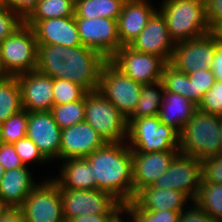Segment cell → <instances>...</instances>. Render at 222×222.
<instances>
[{
  "label": "cell",
  "instance_id": "cell-1",
  "mask_svg": "<svg viewBox=\"0 0 222 222\" xmlns=\"http://www.w3.org/2000/svg\"><path fill=\"white\" fill-rule=\"evenodd\" d=\"M100 52L85 46L38 45L36 69L50 77L72 81L87 92L97 91L107 61Z\"/></svg>",
  "mask_w": 222,
  "mask_h": 222
},
{
  "label": "cell",
  "instance_id": "cell-2",
  "mask_svg": "<svg viewBox=\"0 0 222 222\" xmlns=\"http://www.w3.org/2000/svg\"><path fill=\"white\" fill-rule=\"evenodd\" d=\"M85 159L93 167L97 190L109 193L123 205L133 200L132 156L127 143L107 142Z\"/></svg>",
  "mask_w": 222,
  "mask_h": 222
},
{
  "label": "cell",
  "instance_id": "cell-3",
  "mask_svg": "<svg viewBox=\"0 0 222 222\" xmlns=\"http://www.w3.org/2000/svg\"><path fill=\"white\" fill-rule=\"evenodd\" d=\"M158 9L163 15L173 42L199 38L211 32L204 0H163Z\"/></svg>",
  "mask_w": 222,
  "mask_h": 222
},
{
  "label": "cell",
  "instance_id": "cell-4",
  "mask_svg": "<svg viewBox=\"0 0 222 222\" xmlns=\"http://www.w3.org/2000/svg\"><path fill=\"white\" fill-rule=\"evenodd\" d=\"M220 140V115L196 110L179 133V151L202 160L220 154Z\"/></svg>",
  "mask_w": 222,
  "mask_h": 222
},
{
  "label": "cell",
  "instance_id": "cell-5",
  "mask_svg": "<svg viewBox=\"0 0 222 222\" xmlns=\"http://www.w3.org/2000/svg\"><path fill=\"white\" fill-rule=\"evenodd\" d=\"M126 141L131 151L144 153L179 151V133L163 124L158 116L127 119Z\"/></svg>",
  "mask_w": 222,
  "mask_h": 222
},
{
  "label": "cell",
  "instance_id": "cell-6",
  "mask_svg": "<svg viewBox=\"0 0 222 222\" xmlns=\"http://www.w3.org/2000/svg\"><path fill=\"white\" fill-rule=\"evenodd\" d=\"M85 121L106 142H123L128 136L127 119L99 91L85 94Z\"/></svg>",
  "mask_w": 222,
  "mask_h": 222
},
{
  "label": "cell",
  "instance_id": "cell-7",
  "mask_svg": "<svg viewBox=\"0 0 222 222\" xmlns=\"http://www.w3.org/2000/svg\"><path fill=\"white\" fill-rule=\"evenodd\" d=\"M37 41L32 28L23 23L0 43V64L9 77L34 71L37 64Z\"/></svg>",
  "mask_w": 222,
  "mask_h": 222
},
{
  "label": "cell",
  "instance_id": "cell-8",
  "mask_svg": "<svg viewBox=\"0 0 222 222\" xmlns=\"http://www.w3.org/2000/svg\"><path fill=\"white\" fill-rule=\"evenodd\" d=\"M59 189L63 217L67 222L82 215H119L124 212V205L107 192Z\"/></svg>",
  "mask_w": 222,
  "mask_h": 222
},
{
  "label": "cell",
  "instance_id": "cell-9",
  "mask_svg": "<svg viewBox=\"0 0 222 222\" xmlns=\"http://www.w3.org/2000/svg\"><path fill=\"white\" fill-rule=\"evenodd\" d=\"M142 84L129 78L110 60H107L101 70L98 90L127 119L136 108Z\"/></svg>",
  "mask_w": 222,
  "mask_h": 222
},
{
  "label": "cell",
  "instance_id": "cell-10",
  "mask_svg": "<svg viewBox=\"0 0 222 222\" xmlns=\"http://www.w3.org/2000/svg\"><path fill=\"white\" fill-rule=\"evenodd\" d=\"M25 222H64L60 189L52 179L37 184L19 208Z\"/></svg>",
  "mask_w": 222,
  "mask_h": 222
},
{
  "label": "cell",
  "instance_id": "cell-11",
  "mask_svg": "<svg viewBox=\"0 0 222 222\" xmlns=\"http://www.w3.org/2000/svg\"><path fill=\"white\" fill-rule=\"evenodd\" d=\"M201 181V160L179 153L169 169L155 180L152 186L158 189H173L183 192L190 201H194Z\"/></svg>",
  "mask_w": 222,
  "mask_h": 222
},
{
  "label": "cell",
  "instance_id": "cell-12",
  "mask_svg": "<svg viewBox=\"0 0 222 222\" xmlns=\"http://www.w3.org/2000/svg\"><path fill=\"white\" fill-rule=\"evenodd\" d=\"M129 78L142 85L161 81L166 62L159 56L122 46L110 59Z\"/></svg>",
  "mask_w": 222,
  "mask_h": 222
},
{
  "label": "cell",
  "instance_id": "cell-13",
  "mask_svg": "<svg viewBox=\"0 0 222 222\" xmlns=\"http://www.w3.org/2000/svg\"><path fill=\"white\" fill-rule=\"evenodd\" d=\"M80 40L85 47L110 59L121 47L118 22L109 18H75Z\"/></svg>",
  "mask_w": 222,
  "mask_h": 222
},
{
  "label": "cell",
  "instance_id": "cell-14",
  "mask_svg": "<svg viewBox=\"0 0 222 222\" xmlns=\"http://www.w3.org/2000/svg\"><path fill=\"white\" fill-rule=\"evenodd\" d=\"M216 49V35L211 31L199 38L176 43L170 64L185 74L210 69Z\"/></svg>",
  "mask_w": 222,
  "mask_h": 222
},
{
  "label": "cell",
  "instance_id": "cell-15",
  "mask_svg": "<svg viewBox=\"0 0 222 222\" xmlns=\"http://www.w3.org/2000/svg\"><path fill=\"white\" fill-rule=\"evenodd\" d=\"M161 82L164 85V91L182 95L198 106L203 95L216 82V78L211 69L185 74L168 62L163 67Z\"/></svg>",
  "mask_w": 222,
  "mask_h": 222
},
{
  "label": "cell",
  "instance_id": "cell-16",
  "mask_svg": "<svg viewBox=\"0 0 222 222\" xmlns=\"http://www.w3.org/2000/svg\"><path fill=\"white\" fill-rule=\"evenodd\" d=\"M34 32L37 45L82 46L75 16L44 20H24Z\"/></svg>",
  "mask_w": 222,
  "mask_h": 222
},
{
  "label": "cell",
  "instance_id": "cell-17",
  "mask_svg": "<svg viewBox=\"0 0 222 222\" xmlns=\"http://www.w3.org/2000/svg\"><path fill=\"white\" fill-rule=\"evenodd\" d=\"M180 151L144 153L131 151L133 199L143 188L153 185L168 169Z\"/></svg>",
  "mask_w": 222,
  "mask_h": 222
},
{
  "label": "cell",
  "instance_id": "cell-18",
  "mask_svg": "<svg viewBox=\"0 0 222 222\" xmlns=\"http://www.w3.org/2000/svg\"><path fill=\"white\" fill-rule=\"evenodd\" d=\"M175 45L163 15L157 10L141 33L128 46L137 52L159 56L168 63Z\"/></svg>",
  "mask_w": 222,
  "mask_h": 222
},
{
  "label": "cell",
  "instance_id": "cell-19",
  "mask_svg": "<svg viewBox=\"0 0 222 222\" xmlns=\"http://www.w3.org/2000/svg\"><path fill=\"white\" fill-rule=\"evenodd\" d=\"M26 137L48 161L60 158L61 129L50 111L28 112Z\"/></svg>",
  "mask_w": 222,
  "mask_h": 222
},
{
  "label": "cell",
  "instance_id": "cell-20",
  "mask_svg": "<svg viewBox=\"0 0 222 222\" xmlns=\"http://www.w3.org/2000/svg\"><path fill=\"white\" fill-rule=\"evenodd\" d=\"M27 112L50 111L53 107V78L37 70L16 76Z\"/></svg>",
  "mask_w": 222,
  "mask_h": 222
},
{
  "label": "cell",
  "instance_id": "cell-21",
  "mask_svg": "<svg viewBox=\"0 0 222 222\" xmlns=\"http://www.w3.org/2000/svg\"><path fill=\"white\" fill-rule=\"evenodd\" d=\"M60 159L86 158L107 142L86 121L61 130Z\"/></svg>",
  "mask_w": 222,
  "mask_h": 222
},
{
  "label": "cell",
  "instance_id": "cell-22",
  "mask_svg": "<svg viewBox=\"0 0 222 222\" xmlns=\"http://www.w3.org/2000/svg\"><path fill=\"white\" fill-rule=\"evenodd\" d=\"M36 185L27 166L7 170L0 180V203L4 208L19 209Z\"/></svg>",
  "mask_w": 222,
  "mask_h": 222
},
{
  "label": "cell",
  "instance_id": "cell-23",
  "mask_svg": "<svg viewBox=\"0 0 222 222\" xmlns=\"http://www.w3.org/2000/svg\"><path fill=\"white\" fill-rule=\"evenodd\" d=\"M156 11L147 0L124 3L117 20L121 45L128 46L141 33Z\"/></svg>",
  "mask_w": 222,
  "mask_h": 222
},
{
  "label": "cell",
  "instance_id": "cell-24",
  "mask_svg": "<svg viewBox=\"0 0 222 222\" xmlns=\"http://www.w3.org/2000/svg\"><path fill=\"white\" fill-rule=\"evenodd\" d=\"M189 197L183 192L173 189H158L148 186L141 189L132 200L141 210L162 211L173 210L184 211V204Z\"/></svg>",
  "mask_w": 222,
  "mask_h": 222
},
{
  "label": "cell",
  "instance_id": "cell-25",
  "mask_svg": "<svg viewBox=\"0 0 222 222\" xmlns=\"http://www.w3.org/2000/svg\"><path fill=\"white\" fill-rule=\"evenodd\" d=\"M67 160V161H66ZM60 168V177L53 178L58 187L70 190L97 189L96 176L92 165L85 158H69Z\"/></svg>",
  "mask_w": 222,
  "mask_h": 222
},
{
  "label": "cell",
  "instance_id": "cell-26",
  "mask_svg": "<svg viewBox=\"0 0 222 222\" xmlns=\"http://www.w3.org/2000/svg\"><path fill=\"white\" fill-rule=\"evenodd\" d=\"M196 110L197 106L186 97L164 91L158 117L163 124L180 133Z\"/></svg>",
  "mask_w": 222,
  "mask_h": 222
},
{
  "label": "cell",
  "instance_id": "cell-27",
  "mask_svg": "<svg viewBox=\"0 0 222 222\" xmlns=\"http://www.w3.org/2000/svg\"><path fill=\"white\" fill-rule=\"evenodd\" d=\"M121 0H75V18H109L118 20Z\"/></svg>",
  "mask_w": 222,
  "mask_h": 222
},
{
  "label": "cell",
  "instance_id": "cell-28",
  "mask_svg": "<svg viewBox=\"0 0 222 222\" xmlns=\"http://www.w3.org/2000/svg\"><path fill=\"white\" fill-rule=\"evenodd\" d=\"M163 94L164 85L161 81L142 85L138 104L133 113L127 119L158 116Z\"/></svg>",
  "mask_w": 222,
  "mask_h": 222
},
{
  "label": "cell",
  "instance_id": "cell-29",
  "mask_svg": "<svg viewBox=\"0 0 222 222\" xmlns=\"http://www.w3.org/2000/svg\"><path fill=\"white\" fill-rule=\"evenodd\" d=\"M23 110L21 89L16 77L0 81V123Z\"/></svg>",
  "mask_w": 222,
  "mask_h": 222
},
{
  "label": "cell",
  "instance_id": "cell-30",
  "mask_svg": "<svg viewBox=\"0 0 222 222\" xmlns=\"http://www.w3.org/2000/svg\"><path fill=\"white\" fill-rule=\"evenodd\" d=\"M193 202L216 222H222V184L201 182Z\"/></svg>",
  "mask_w": 222,
  "mask_h": 222
},
{
  "label": "cell",
  "instance_id": "cell-31",
  "mask_svg": "<svg viewBox=\"0 0 222 222\" xmlns=\"http://www.w3.org/2000/svg\"><path fill=\"white\" fill-rule=\"evenodd\" d=\"M75 16V0H39L25 20H44Z\"/></svg>",
  "mask_w": 222,
  "mask_h": 222
},
{
  "label": "cell",
  "instance_id": "cell-32",
  "mask_svg": "<svg viewBox=\"0 0 222 222\" xmlns=\"http://www.w3.org/2000/svg\"><path fill=\"white\" fill-rule=\"evenodd\" d=\"M50 112L61 130L85 121V95L79 101L53 105Z\"/></svg>",
  "mask_w": 222,
  "mask_h": 222
},
{
  "label": "cell",
  "instance_id": "cell-33",
  "mask_svg": "<svg viewBox=\"0 0 222 222\" xmlns=\"http://www.w3.org/2000/svg\"><path fill=\"white\" fill-rule=\"evenodd\" d=\"M28 112L21 110L1 123L0 142L13 144L26 137Z\"/></svg>",
  "mask_w": 222,
  "mask_h": 222
},
{
  "label": "cell",
  "instance_id": "cell-34",
  "mask_svg": "<svg viewBox=\"0 0 222 222\" xmlns=\"http://www.w3.org/2000/svg\"><path fill=\"white\" fill-rule=\"evenodd\" d=\"M124 213L129 214L131 216L129 219L132 218L133 222H179L181 212L141 210L133 201H130L124 205Z\"/></svg>",
  "mask_w": 222,
  "mask_h": 222
},
{
  "label": "cell",
  "instance_id": "cell-35",
  "mask_svg": "<svg viewBox=\"0 0 222 222\" xmlns=\"http://www.w3.org/2000/svg\"><path fill=\"white\" fill-rule=\"evenodd\" d=\"M87 91L80 85L59 78L53 79V104H67L81 100Z\"/></svg>",
  "mask_w": 222,
  "mask_h": 222
},
{
  "label": "cell",
  "instance_id": "cell-36",
  "mask_svg": "<svg viewBox=\"0 0 222 222\" xmlns=\"http://www.w3.org/2000/svg\"><path fill=\"white\" fill-rule=\"evenodd\" d=\"M197 110L222 116V80H216L212 88L203 95Z\"/></svg>",
  "mask_w": 222,
  "mask_h": 222
},
{
  "label": "cell",
  "instance_id": "cell-37",
  "mask_svg": "<svg viewBox=\"0 0 222 222\" xmlns=\"http://www.w3.org/2000/svg\"><path fill=\"white\" fill-rule=\"evenodd\" d=\"M201 182L222 184V155H212L201 160Z\"/></svg>",
  "mask_w": 222,
  "mask_h": 222
},
{
  "label": "cell",
  "instance_id": "cell-38",
  "mask_svg": "<svg viewBox=\"0 0 222 222\" xmlns=\"http://www.w3.org/2000/svg\"><path fill=\"white\" fill-rule=\"evenodd\" d=\"M13 146L25 166H28L27 163L32 161H37V163L38 161L40 163H43L44 161L48 162L35 143L27 137L19 139L17 142L13 143Z\"/></svg>",
  "mask_w": 222,
  "mask_h": 222
},
{
  "label": "cell",
  "instance_id": "cell-39",
  "mask_svg": "<svg viewBox=\"0 0 222 222\" xmlns=\"http://www.w3.org/2000/svg\"><path fill=\"white\" fill-rule=\"evenodd\" d=\"M24 20L12 10L0 5V43L12 35Z\"/></svg>",
  "mask_w": 222,
  "mask_h": 222
},
{
  "label": "cell",
  "instance_id": "cell-40",
  "mask_svg": "<svg viewBox=\"0 0 222 222\" xmlns=\"http://www.w3.org/2000/svg\"><path fill=\"white\" fill-rule=\"evenodd\" d=\"M0 163L3 165L5 171L25 166L17 155L13 144L2 142H0Z\"/></svg>",
  "mask_w": 222,
  "mask_h": 222
},
{
  "label": "cell",
  "instance_id": "cell-41",
  "mask_svg": "<svg viewBox=\"0 0 222 222\" xmlns=\"http://www.w3.org/2000/svg\"><path fill=\"white\" fill-rule=\"evenodd\" d=\"M39 0H0V5L7 7L25 20L36 8Z\"/></svg>",
  "mask_w": 222,
  "mask_h": 222
},
{
  "label": "cell",
  "instance_id": "cell-42",
  "mask_svg": "<svg viewBox=\"0 0 222 222\" xmlns=\"http://www.w3.org/2000/svg\"><path fill=\"white\" fill-rule=\"evenodd\" d=\"M208 26L213 31L222 23V0H204Z\"/></svg>",
  "mask_w": 222,
  "mask_h": 222
},
{
  "label": "cell",
  "instance_id": "cell-43",
  "mask_svg": "<svg viewBox=\"0 0 222 222\" xmlns=\"http://www.w3.org/2000/svg\"><path fill=\"white\" fill-rule=\"evenodd\" d=\"M192 207H190L191 209L188 208L187 211L184 210L180 213L179 222H216L214 219H212L209 216L208 213H206L203 209L198 207L194 202Z\"/></svg>",
  "mask_w": 222,
  "mask_h": 222
},
{
  "label": "cell",
  "instance_id": "cell-44",
  "mask_svg": "<svg viewBox=\"0 0 222 222\" xmlns=\"http://www.w3.org/2000/svg\"><path fill=\"white\" fill-rule=\"evenodd\" d=\"M210 69L213 72L217 81L222 80V42H220L216 37V49L213 59L212 66Z\"/></svg>",
  "mask_w": 222,
  "mask_h": 222
},
{
  "label": "cell",
  "instance_id": "cell-45",
  "mask_svg": "<svg viewBox=\"0 0 222 222\" xmlns=\"http://www.w3.org/2000/svg\"><path fill=\"white\" fill-rule=\"evenodd\" d=\"M119 215H82L69 222H113Z\"/></svg>",
  "mask_w": 222,
  "mask_h": 222
},
{
  "label": "cell",
  "instance_id": "cell-46",
  "mask_svg": "<svg viewBox=\"0 0 222 222\" xmlns=\"http://www.w3.org/2000/svg\"><path fill=\"white\" fill-rule=\"evenodd\" d=\"M0 222H25L20 209L4 208L0 213Z\"/></svg>",
  "mask_w": 222,
  "mask_h": 222
},
{
  "label": "cell",
  "instance_id": "cell-47",
  "mask_svg": "<svg viewBox=\"0 0 222 222\" xmlns=\"http://www.w3.org/2000/svg\"><path fill=\"white\" fill-rule=\"evenodd\" d=\"M217 39L222 42V23H220L213 31H212Z\"/></svg>",
  "mask_w": 222,
  "mask_h": 222
},
{
  "label": "cell",
  "instance_id": "cell-48",
  "mask_svg": "<svg viewBox=\"0 0 222 222\" xmlns=\"http://www.w3.org/2000/svg\"><path fill=\"white\" fill-rule=\"evenodd\" d=\"M220 145H221V150H220V154L222 155V116H220Z\"/></svg>",
  "mask_w": 222,
  "mask_h": 222
},
{
  "label": "cell",
  "instance_id": "cell-49",
  "mask_svg": "<svg viewBox=\"0 0 222 222\" xmlns=\"http://www.w3.org/2000/svg\"><path fill=\"white\" fill-rule=\"evenodd\" d=\"M7 76L4 73V71L2 70L1 64H0V81L5 79Z\"/></svg>",
  "mask_w": 222,
  "mask_h": 222
},
{
  "label": "cell",
  "instance_id": "cell-50",
  "mask_svg": "<svg viewBox=\"0 0 222 222\" xmlns=\"http://www.w3.org/2000/svg\"><path fill=\"white\" fill-rule=\"evenodd\" d=\"M4 172H5L4 167H3V165L0 163V180H1Z\"/></svg>",
  "mask_w": 222,
  "mask_h": 222
},
{
  "label": "cell",
  "instance_id": "cell-51",
  "mask_svg": "<svg viewBox=\"0 0 222 222\" xmlns=\"http://www.w3.org/2000/svg\"><path fill=\"white\" fill-rule=\"evenodd\" d=\"M123 3H128V2H136V1H142V0H121Z\"/></svg>",
  "mask_w": 222,
  "mask_h": 222
},
{
  "label": "cell",
  "instance_id": "cell-52",
  "mask_svg": "<svg viewBox=\"0 0 222 222\" xmlns=\"http://www.w3.org/2000/svg\"><path fill=\"white\" fill-rule=\"evenodd\" d=\"M122 217H120V215L113 221V222H123Z\"/></svg>",
  "mask_w": 222,
  "mask_h": 222
},
{
  "label": "cell",
  "instance_id": "cell-53",
  "mask_svg": "<svg viewBox=\"0 0 222 222\" xmlns=\"http://www.w3.org/2000/svg\"><path fill=\"white\" fill-rule=\"evenodd\" d=\"M4 210V207L2 206V204L0 203V213Z\"/></svg>",
  "mask_w": 222,
  "mask_h": 222
}]
</instances>
